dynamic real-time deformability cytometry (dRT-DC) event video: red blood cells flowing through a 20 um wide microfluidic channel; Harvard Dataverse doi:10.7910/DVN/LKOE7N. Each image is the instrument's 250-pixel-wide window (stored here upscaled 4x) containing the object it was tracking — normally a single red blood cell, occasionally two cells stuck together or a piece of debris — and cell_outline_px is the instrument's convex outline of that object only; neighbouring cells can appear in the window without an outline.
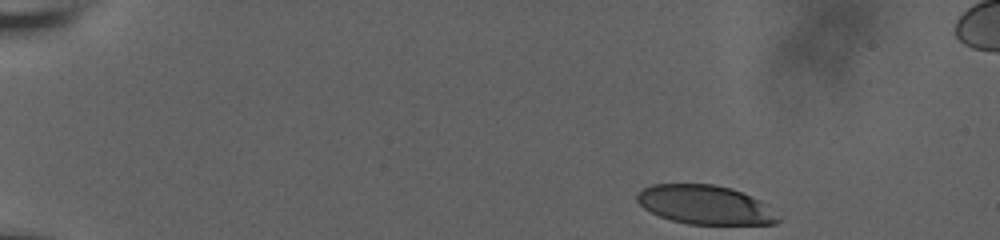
{"species": "human", "species_latin": "Homo sapiens", "temperature_condition": "room temperature", "stored_images_in_passage": 44, "camera_frame_rate_fps": 3000, "um_per_image_px": 0.085, "donor": {"sex": "male"}, "frame": {"image": 1, "passage_image": 1, "time_ms": 0.0, "image_size_px": [1000, 240], "cell_outline_px": [[784, 220], [776, 224], [688, 224], [672, 220], [660, 216], [644, 208], [636, 200], [636, 196], [644, 188], [652, 184], [712, 184], [732, 188], [760, 200]], "centroid_in_image_um": [59.97, 17.41], "position_along_channel_um": 25.0, "area_um2": 31.96}}
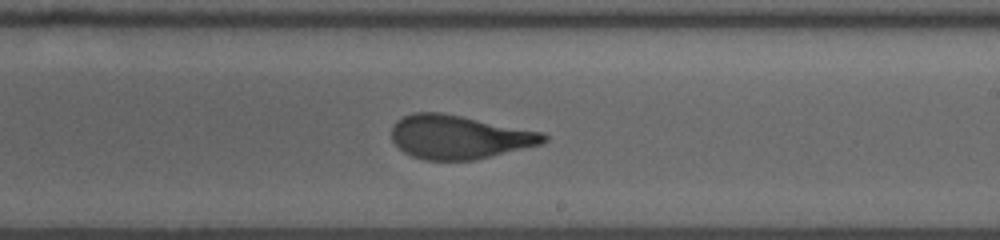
{"frame": {"image": 2, "passage_image": 29, "time_ms": 9.333, "image_size_px": [1000, 240], "cell_outline_px": [[548, 140], [540, 144], [472, 160], [424, 160], [412, 156], [404, 152], [392, 140], [392, 124], [396, 120], [412, 112], [440, 112], [544, 132], [548, 136]], "centroid_in_image_um": [38.99, 11.63], "position_along_channel_um": 250.0, "area_um2": 38.49}}
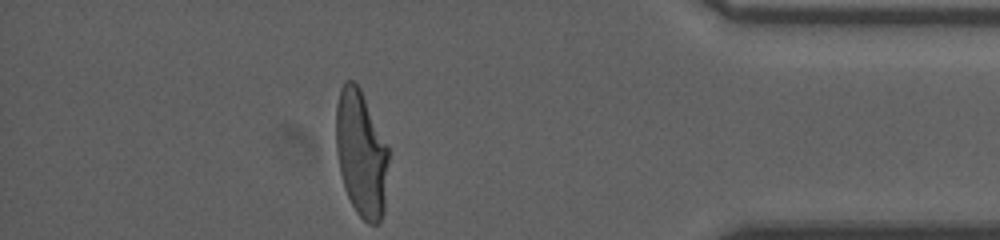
{"frame": {"image": 3, "passage_image": 44, "time_ms": 14.333, "image_size_px": [1000, 240], "cell_outline_px": [[388, 160], [384, 212], [380, 220], [376, 224], [368, 224], [356, 212], [344, 188], [340, 172], [336, 152], [336, 104], [340, 88], [344, 80], [352, 80], [360, 88], [388, 148]], "centroid_in_image_um": [30.68, 13.06], "position_along_channel_um": 404.5, "area_um2": 38.55}, "authors_computed_cell_mechanics": {"area_um2": 38.8705, "velocity_mm_per_s": 3.7218, "shape_relaxation_time_tau1_ms": 5.2188, "shape_relaxation_time_tau2_ms": 0.9724, "deformation_change_tau1": 0.2096, "deformation_change_tau2": 0.0945}}